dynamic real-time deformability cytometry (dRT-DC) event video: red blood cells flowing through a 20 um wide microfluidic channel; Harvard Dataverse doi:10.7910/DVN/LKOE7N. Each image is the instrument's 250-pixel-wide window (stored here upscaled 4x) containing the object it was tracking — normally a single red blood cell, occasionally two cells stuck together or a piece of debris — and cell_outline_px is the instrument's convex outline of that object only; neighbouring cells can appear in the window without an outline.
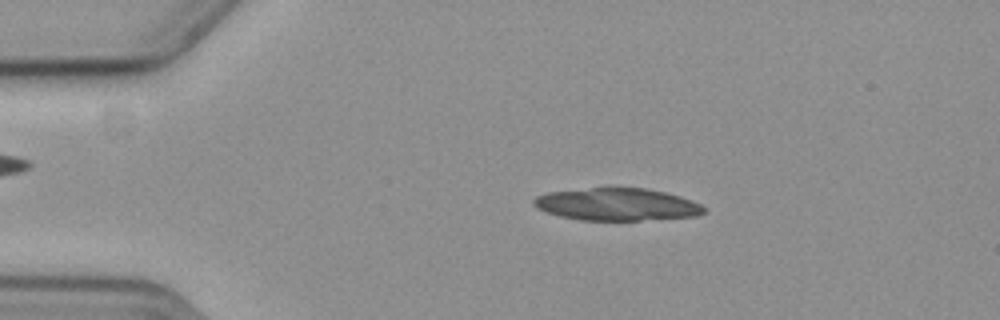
{"species": "common noctule bat (a hibernating species)", "species_latin": "Nyctalus noctula", "temperature_condition": "cold", "stored_images_in_passage": 43, "camera_frame_rate_fps": 3000, "um_per_image_px": 0.085, "animal": {"sex": "female", "body_mass_g": 19.3, "forearm_length_mm": 54.1}, "frame": {"image": 1, "passage_image": 11, "time_ms": 3.333, "image_size_px": [1000, 320], "cell_outline_px": [[704, 212], [696, 216], [640, 220], [580, 220], [560, 216], [544, 212], [536, 208], [532, 204], [532, 200], [536, 196], [548, 192], [592, 188], [644, 188], [664, 192], [680, 196], [692, 200], [700, 204], [704, 208]], "centroid_in_image_um": [52.39, 17.38], "position_along_channel_um": 32.6, "area_um2": 32.02}}
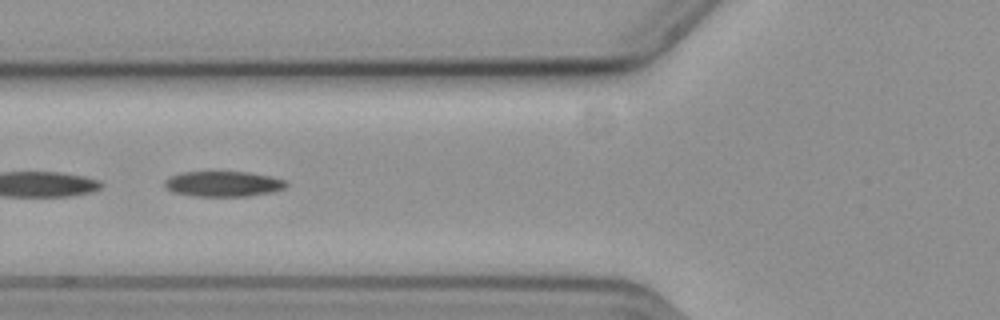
{"frame": {"image": 2, "passage_image": 22, "time_ms": 7.0, "image_size_px": [1000, 320], "cell_outline_px": [[288, 184], [284, 188], [272, 192], [248, 196], [196, 196], [172, 192], [164, 188], [164, 180], [180, 172], [248, 172], [272, 176], [284, 180]], "centroid_in_image_um": [18.96, 15.63], "position_along_channel_um": 106.8, "area_um2": 18.03}}
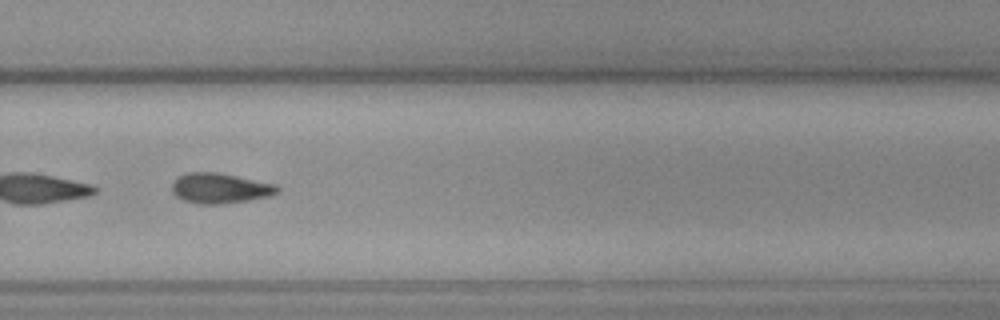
{"frame": {"image": 3, "passage_image": 39, "time_ms": 12.667, "image_size_px": [1000, 320], "cell_outline_px": [[280, 192], [272, 196], [248, 200], [220, 204], [196, 204], [184, 200], [176, 196], [172, 192], [172, 184], [184, 172], [220, 172], [276, 184], [280, 188]], "centroid_in_image_um": [18.74, 15.99], "position_along_channel_um": 311.1, "area_um2": 18.79}}